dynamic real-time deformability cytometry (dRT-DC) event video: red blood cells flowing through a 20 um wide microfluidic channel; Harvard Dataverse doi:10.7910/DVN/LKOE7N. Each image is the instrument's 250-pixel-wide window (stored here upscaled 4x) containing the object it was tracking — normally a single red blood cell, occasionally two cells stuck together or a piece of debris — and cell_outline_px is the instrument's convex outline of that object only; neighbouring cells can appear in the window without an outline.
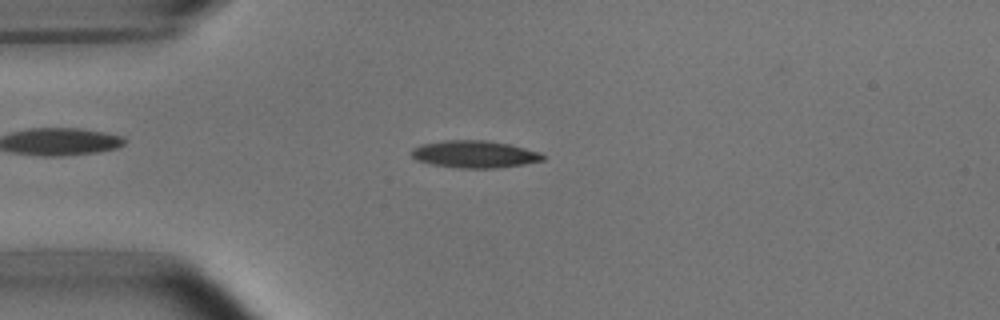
{"species": "common noctule bat (a hibernating species)", "species_latin": "Nyctalus noctula", "temperature_condition": "room temperature", "stored_images_in_passage": 44, "camera_frame_rate_fps": 3000, "um_per_image_px": 0.085, "animal": {"sex": "male", "body_mass_g": 15.6}, "frame": {"image": 1, "passage_image": 5, "time_ms": 1.333, "image_size_px": [1000, 320], "cell_outline_px": [[544, 160], [524, 164], [496, 168], [460, 168], [432, 164], [416, 160], [412, 156], [412, 148], [420, 144], [444, 140], [488, 140], [508, 144], [540, 152], [544, 156]], "centroid_in_image_um": [40.32, 13.1], "position_along_channel_um": 44.7, "area_um2": 20.81}}
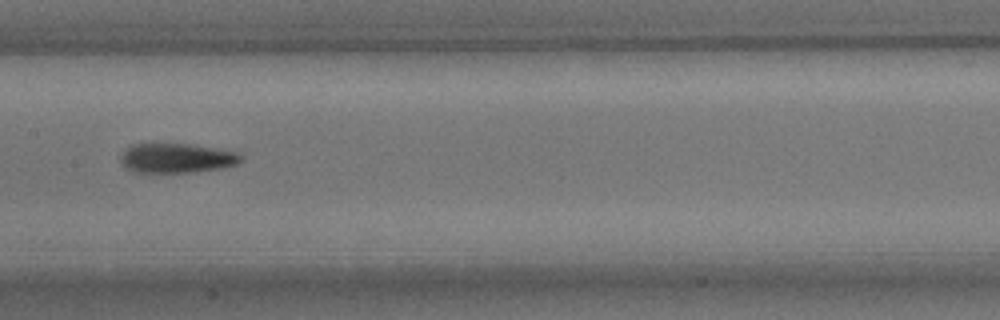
{"frame": {"image": 2, "passage_image": 18, "time_ms": 5.667, "image_size_px": [1000, 320], "cell_outline_px": [[244, 156], [236, 164], [224, 168], [192, 172], [132, 172], [120, 160], [120, 156], [132, 144], [188, 144], [236, 152]], "centroid_in_image_um": [15.03, 13.45], "position_along_channel_um": 192.4, "area_um2": 20.4}}
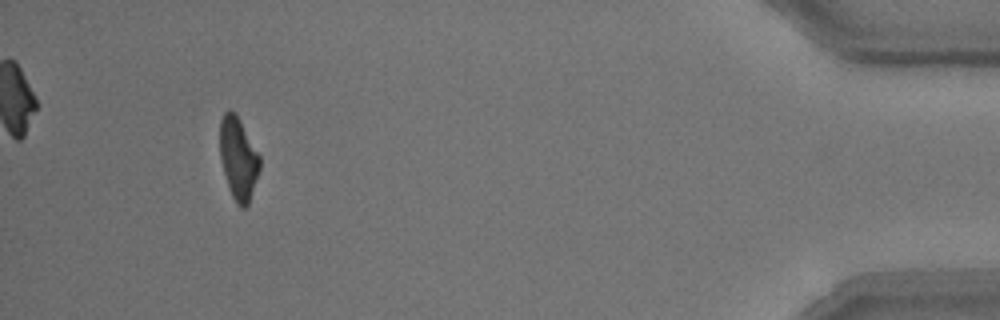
{"frame": {"image": 3, "passage_image": 41, "time_ms": 13.333, "image_size_px": [1000, 320], "cell_outline_px": [[260, 168], [248, 204], [244, 208], [240, 208], [236, 204], [232, 196], [220, 160], [220, 120], [224, 112], [228, 108], [236, 112], [260, 156]], "centroid_in_image_um": [20.25, 13.43], "position_along_channel_um": 415.0, "area_um2": 19.13}, "authors_computed_cell_mechanics": {"area_um2": 20.1144, "velocity_mm_per_s": 3.7775, "shape_relaxation_time_tau1_ms": 3.116, "shape_relaxation_time_tau2_ms": 4.433, "deformation_change_tau1": 0.1668, "deformation_change_tau2": 0.1116}}